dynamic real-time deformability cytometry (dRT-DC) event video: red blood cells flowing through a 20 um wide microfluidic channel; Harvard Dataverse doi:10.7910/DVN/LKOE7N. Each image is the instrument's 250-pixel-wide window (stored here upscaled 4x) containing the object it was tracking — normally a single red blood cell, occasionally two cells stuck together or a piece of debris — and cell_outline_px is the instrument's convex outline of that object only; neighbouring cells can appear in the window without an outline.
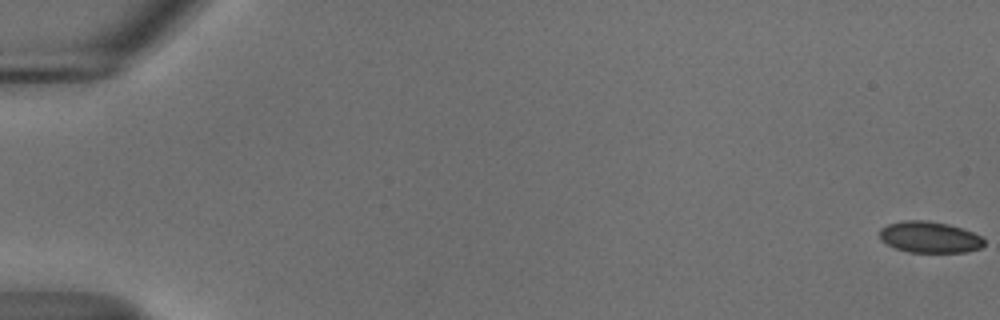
{"species": "common noctule bat (a hibernating species)", "species_latin": "Nyctalus noctula", "temperature_condition": "cold", "stored_images_in_passage": 52, "camera_frame_rate_fps": 3000, "um_per_image_px": 0.085, "animal": {"sex": "male", "body_mass_g": 18.8}, "frame": {"image": 1, "passage_image": 1, "time_ms": 0.0, "image_size_px": [1000, 320], "cell_outline_px": [[984, 244], [980, 248], [964, 252], [908, 252], [896, 248], [880, 240], [880, 228], [888, 224], [904, 220], [924, 220], [948, 224], [972, 232], [980, 236], [984, 240]], "centroid_in_image_um": [78.99, 20.15], "position_along_channel_um": 6.0, "area_um2": 18.9}}
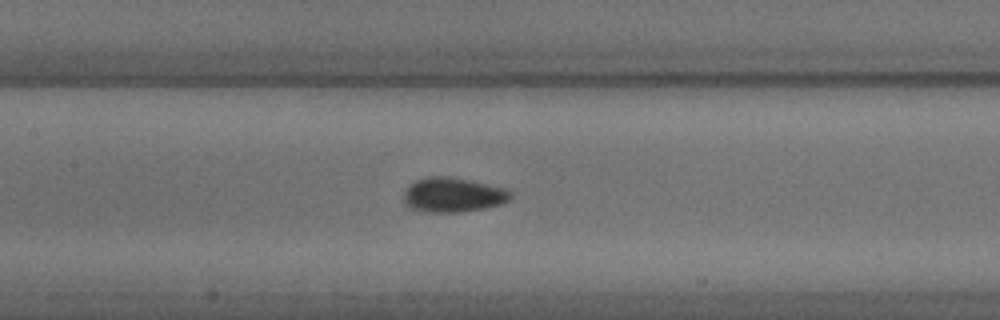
{"frame": {"image": 2, "passage_image": 28, "time_ms": 9.0, "image_size_px": [1000, 320], "cell_outline_px": [[512, 196], [508, 200], [500, 204], [484, 208], [460, 212], [428, 212], [408, 208], [404, 204], [404, 192], [408, 184], [416, 180], [428, 176], [448, 176], [468, 180], [504, 188], [512, 192]], "centroid_in_image_um": [38.45, 16.56], "position_along_channel_um": 169.0, "area_um2": 21.56}}
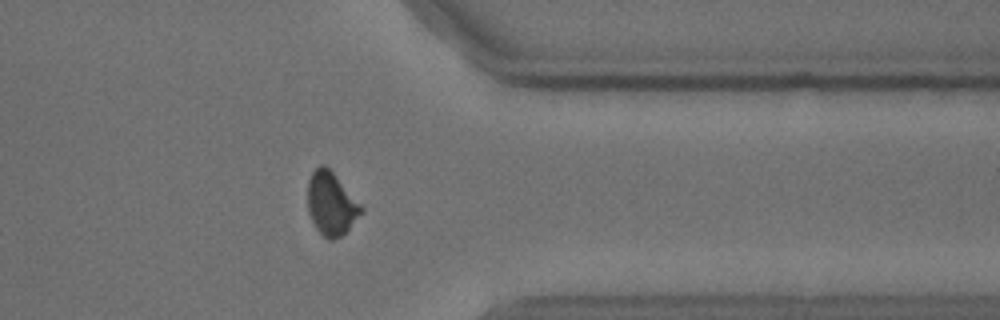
{"frame": {"image": 3, "passage_image": 46, "time_ms": 15.0, "image_size_px": [1000, 320], "cell_outline_px": [[364, 212], [340, 236], [332, 240], [328, 240], [316, 228], [308, 212], [308, 180], [312, 172], [320, 164], [324, 164], [332, 172], [364, 208]], "centroid_in_image_um": [28.14, 17.31], "position_along_channel_um": 383.3, "area_um2": 19.36}}